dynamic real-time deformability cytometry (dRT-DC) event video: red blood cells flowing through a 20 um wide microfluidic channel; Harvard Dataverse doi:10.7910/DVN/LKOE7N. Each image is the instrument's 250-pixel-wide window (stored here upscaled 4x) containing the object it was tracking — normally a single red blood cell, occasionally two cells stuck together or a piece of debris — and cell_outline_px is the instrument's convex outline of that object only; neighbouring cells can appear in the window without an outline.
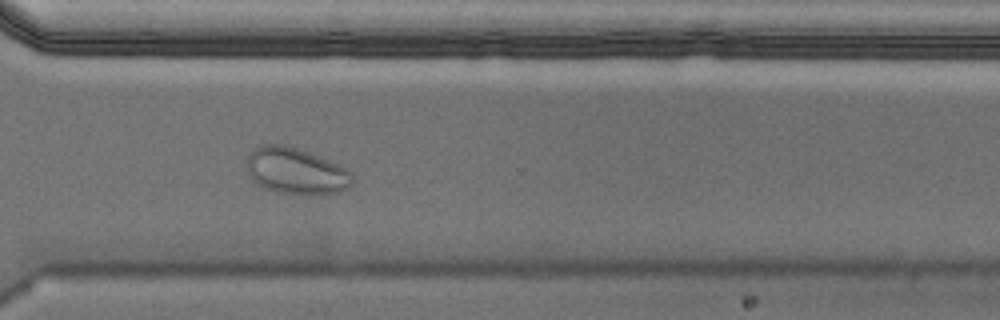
{"species": "Egyptian fruit bat (a non-hibernating species)", "species_latin": "Rousettus aegyptiacus", "temperature_condition": "cold", "stored_images_in_passage": 56, "camera_frame_rate_fps": 3000, "um_per_image_px": 0.085, "animal": {"sex": "male"}, "frame": {"image": 1, "passage_image": 40, "time_ms": 13.0, "image_size_px": [1000, 320], "cell_outline_px": [[352, 184], [348, 188], [340, 192], [308, 196], [276, 192], [264, 188], [256, 184], [252, 180], [248, 172], [244, 160], [256, 148], [264, 144], [284, 144], [308, 152], [336, 164], [352, 172]], "centroid_in_image_um": [25.13, 14.57], "position_along_channel_um": 345.5, "area_um2": 28.78}}